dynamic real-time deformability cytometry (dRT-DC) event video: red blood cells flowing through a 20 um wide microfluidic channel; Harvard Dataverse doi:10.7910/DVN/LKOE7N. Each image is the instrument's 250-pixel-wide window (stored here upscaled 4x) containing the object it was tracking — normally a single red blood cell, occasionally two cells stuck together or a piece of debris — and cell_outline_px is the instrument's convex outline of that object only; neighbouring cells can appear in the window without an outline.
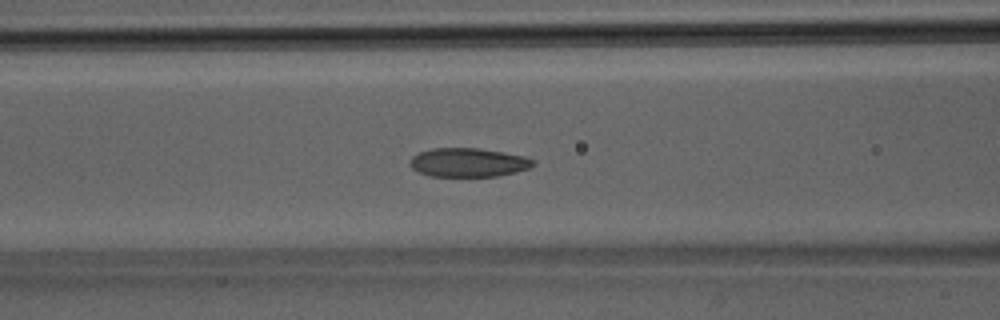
{"species": "Egyptian fruit bat (a non-hibernating species)", "species_latin": "Rousettus aegyptiacus", "temperature_condition": "room temperature", "stored_images_in_passage": 40, "camera_frame_rate_fps": 3000, "um_per_image_px": 0.085, "animal": {"sex": "male"}, "frame": {"image": 1, "passage_image": 16, "time_ms": 5.0, "image_size_px": [1000, 320], "cell_outline_px": [[536, 164], [528, 168], [516, 172], [496, 176], [428, 176], [412, 168], [408, 164], [412, 156], [420, 152], [432, 148], [476, 148], [524, 156], [536, 160]], "centroid_in_image_um": [39.79, 13.81], "position_along_channel_um": 126.8, "area_um2": 20.63}}
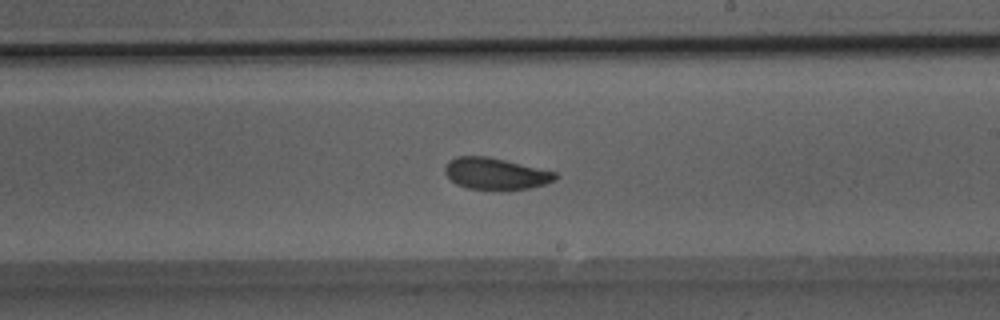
{"frame": {"image": 2, "passage_image": 23, "time_ms": 7.333, "image_size_px": [1000, 320], "cell_outline_px": [[560, 176], [556, 180], [544, 184], [528, 188], [468, 188], [456, 184], [444, 172], [444, 168], [448, 160], [456, 156], [488, 156], [556, 172]], "centroid_in_image_um": [42.12, 14.73], "position_along_channel_um": 246.9, "area_um2": 19.94}}
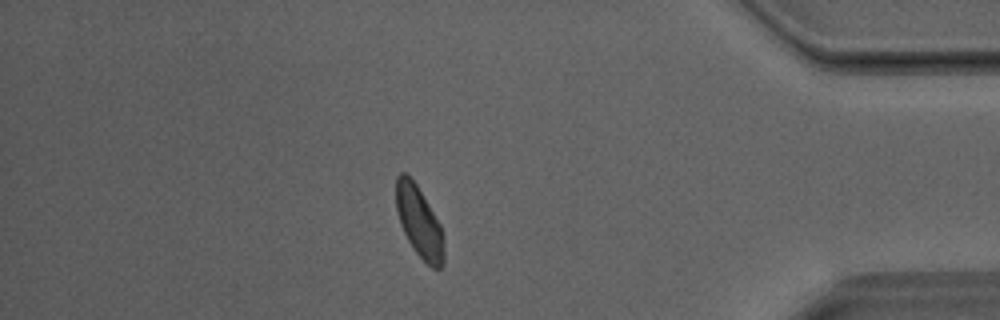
{"frame": {"image": 3, "passage_image": 34, "time_ms": 11.0, "image_size_px": [1000, 320], "cell_outline_px": [[444, 264], [440, 268], [432, 268], [416, 252], [408, 240], [400, 224], [396, 212], [396, 176], [400, 172], [404, 172], [416, 184], [440, 224], [444, 236]], "centroid_in_image_um": [35.63, 18.87], "position_along_channel_um": 399.6, "area_um2": 19.71}}